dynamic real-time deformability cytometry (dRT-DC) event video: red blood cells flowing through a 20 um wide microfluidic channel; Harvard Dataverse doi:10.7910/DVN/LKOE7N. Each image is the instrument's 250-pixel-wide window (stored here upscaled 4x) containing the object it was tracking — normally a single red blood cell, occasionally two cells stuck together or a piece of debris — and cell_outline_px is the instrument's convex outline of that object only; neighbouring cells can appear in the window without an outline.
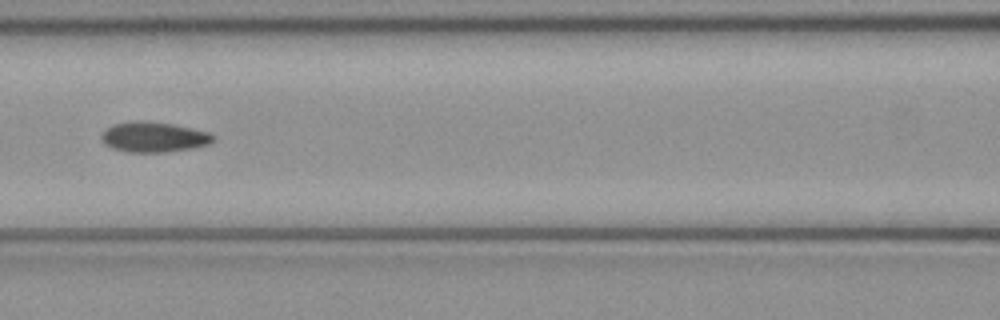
{"species": "common noctule bat (a hibernating species)", "species_latin": "Nyctalus noctula", "temperature_condition": "cold", "stored_images_in_passage": 7, "camera_frame_rate_fps": 3000, "um_per_image_px": 0.085, "animal": {"sex": "female", "body_mass_g": 21.9}, "frame": {"image": 1, "passage_image": 7, "time_ms": 2.0, "image_size_px": [1000, 320], "cell_outline_px": [[216, 140], [208, 144], [192, 148], [164, 152], [128, 152], [112, 148], [104, 144], [100, 140], [100, 136], [112, 124], [136, 120], [144, 120], [172, 124], [192, 128], [208, 132], [216, 136]], "centroid_in_image_um": [13.06, 11.64], "position_along_channel_um": 153.5, "area_um2": 19.83}}